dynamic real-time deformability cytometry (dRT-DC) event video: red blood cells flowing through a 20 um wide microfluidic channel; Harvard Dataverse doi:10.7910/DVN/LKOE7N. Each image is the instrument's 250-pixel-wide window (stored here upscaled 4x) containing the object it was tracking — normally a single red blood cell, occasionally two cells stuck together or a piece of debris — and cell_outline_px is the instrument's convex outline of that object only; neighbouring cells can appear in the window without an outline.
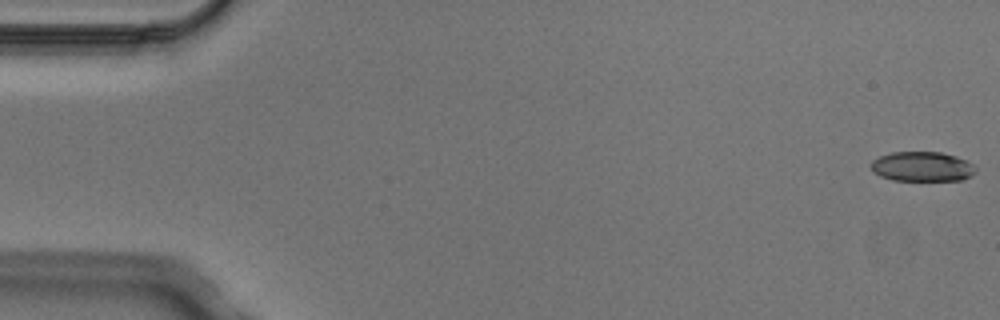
{"species": "Egyptian fruit bat (a non-hibernating species)", "species_latin": "Rousettus aegyptiacus", "temperature_condition": "cold", "stored_images_in_passage": 5, "camera_frame_rate_fps": 3000, "um_per_image_px": 0.085, "animal": {"sex": "male"}, "frame": {"image": 1, "passage_image": 1, "time_ms": 0.0, "image_size_px": [1000, 320], "cell_outline_px": [[976, 172], [972, 176], [964, 180], [892, 180], [880, 176], [872, 172], [868, 164], [872, 160], [880, 156], [892, 152], [940, 152], [956, 156], [972, 164], [976, 168]], "centroid_in_image_um": [78.35, 14.16], "position_along_channel_um": 6.6, "area_um2": 18.32}}
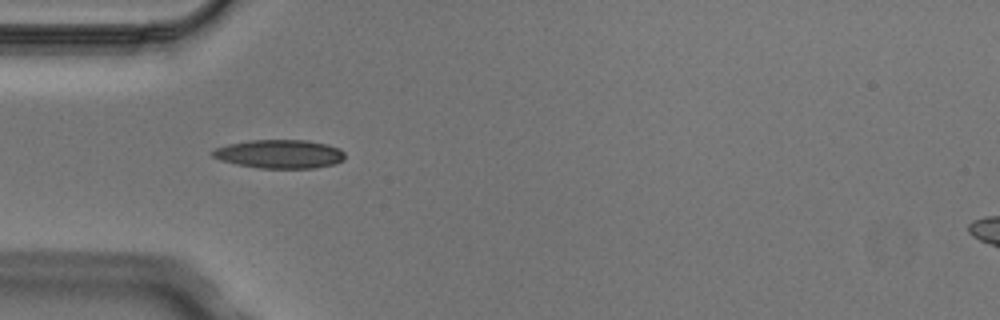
{"frame": {"image": 2, "passage_image": 5, "time_ms": 1.333, "image_size_px": [1000, 320], "cell_outline_px": [[344, 160], [332, 164], [316, 168], [260, 168], [236, 164], [220, 160], [212, 156], [212, 152], [216, 148], [228, 144], [252, 140], [308, 140], [328, 144], [340, 148], [344, 152]], "centroid_in_image_um": [23.79, 13.09], "position_along_channel_um": 61.2, "area_um2": 22.08}}